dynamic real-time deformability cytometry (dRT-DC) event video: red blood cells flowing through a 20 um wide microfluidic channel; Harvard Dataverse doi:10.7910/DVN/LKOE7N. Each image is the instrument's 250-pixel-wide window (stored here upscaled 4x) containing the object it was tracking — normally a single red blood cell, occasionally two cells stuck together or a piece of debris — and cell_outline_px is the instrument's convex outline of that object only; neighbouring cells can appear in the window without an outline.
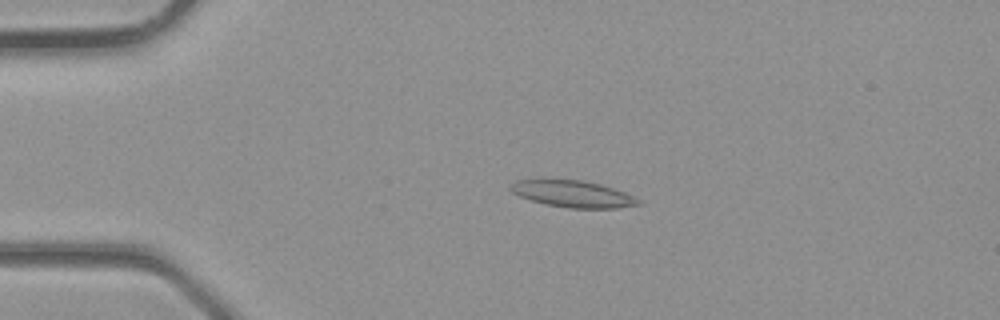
{"species": "common noctule bat (a hibernating species)", "species_latin": "Nyctalus noctula", "temperature_condition": "room temperature", "stored_images_in_passage": 3, "camera_frame_rate_fps": 3000, "um_per_image_px": 0.085, "animal": {"sex": "male", "body_mass_g": 23.1, "forearm_length_mm": 52.7}, "frame": {"image": 1, "passage_image": 2, "time_ms": 0.333, "image_size_px": [1000, 320], "cell_outline_px": [[640, 204], [616, 208], [568, 208], [548, 204], [532, 200], [520, 196], [512, 192], [508, 188], [508, 184], [516, 180], [540, 176], [584, 180], [600, 184], [624, 192], [640, 200]], "centroid_in_image_um": [48.56, 16.42], "position_along_channel_um": 36.4, "area_um2": 20.58}}